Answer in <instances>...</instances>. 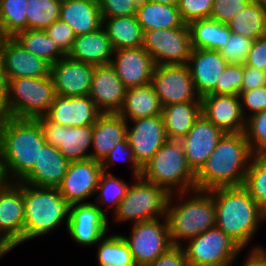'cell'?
I'll use <instances>...</instances> for the list:
<instances>
[{"label": "cell", "instance_id": "f5cc1de1", "mask_svg": "<svg viewBox=\"0 0 266 266\" xmlns=\"http://www.w3.org/2000/svg\"><path fill=\"white\" fill-rule=\"evenodd\" d=\"M244 65L266 71V36L254 40Z\"/></svg>", "mask_w": 266, "mask_h": 266}, {"label": "cell", "instance_id": "6f0895ef", "mask_svg": "<svg viewBox=\"0 0 266 266\" xmlns=\"http://www.w3.org/2000/svg\"><path fill=\"white\" fill-rule=\"evenodd\" d=\"M151 2H158L165 5H178L179 0H149Z\"/></svg>", "mask_w": 266, "mask_h": 266}, {"label": "cell", "instance_id": "8d00e7d4", "mask_svg": "<svg viewBox=\"0 0 266 266\" xmlns=\"http://www.w3.org/2000/svg\"><path fill=\"white\" fill-rule=\"evenodd\" d=\"M99 242V266H137L123 235L104 236Z\"/></svg>", "mask_w": 266, "mask_h": 266}, {"label": "cell", "instance_id": "8992f818", "mask_svg": "<svg viewBox=\"0 0 266 266\" xmlns=\"http://www.w3.org/2000/svg\"><path fill=\"white\" fill-rule=\"evenodd\" d=\"M24 200V241L45 235L56 229L66 217L68 225V202L58 188L36 187L22 183Z\"/></svg>", "mask_w": 266, "mask_h": 266}, {"label": "cell", "instance_id": "ffe728a7", "mask_svg": "<svg viewBox=\"0 0 266 266\" xmlns=\"http://www.w3.org/2000/svg\"><path fill=\"white\" fill-rule=\"evenodd\" d=\"M223 135L221 129L201 114L189 132L180 140L187 164L195 174L206 163Z\"/></svg>", "mask_w": 266, "mask_h": 266}, {"label": "cell", "instance_id": "e0dca14e", "mask_svg": "<svg viewBox=\"0 0 266 266\" xmlns=\"http://www.w3.org/2000/svg\"><path fill=\"white\" fill-rule=\"evenodd\" d=\"M0 62L6 79L49 76L50 64L25 49L14 37L0 43Z\"/></svg>", "mask_w": 266, "mask_h": 266}, {"label": "cell", "instance_id": "d6a6232c", "mask_svg": "<svg viewBox=\"0 0 266 266\" xmlns=\"http://www.w3.org/2000/svg\"><path fill=\"white\" fill-rule=\"evenodd\" d=\"M188 27L193 49L219 51L228 43L231 34L226 24L211 18L192 21Z\"/></svg>", "mask_w": 266, "mask_h": 266}, {"label": "cell", "instance_id": "8fae6325", "mask_svg": "<svg viewBox=\"0 0 266 266\" xmlns=\"http://www.w3.org/2000/svg\"><path fill=\"white\" fill-rule=\"evenodd\" d=\"M151 84L162 106L201 102L187 64L156 65Z\"/></svg>", "mask_w": 266, "mask_h": 266}, {"label": "cell", "instance_id": "f35d334b", "mask_svg": "<svg viewBox=\"0 0 266 266\" xmlns=\"http://www.w3.org/2000/svg\"><path fill=\"white\" fill-rule=\"evenodd\" d=\"M243 187L266 212V154L253 155Z\"/></svg>", "mask_w": 266, "mask_h": 266}, {"label": "cell", "instance_id": "f907efd6", "mask_svg": "<svg viewBox=\"0 0 266 266\" xmlns=\"http://www.w3.org/2000/svg\"><path fill=\"white\" fill-rule=\"evenodd\" d=\"M238 96L240 98L242 114L245 119L246 117L244 115L245 114L244 106H246L247 109L251 110L250 113L251 115L249 116L262 112L263 110L266 109V86L257 87L255 89L247 91H240Z\"/></svg>", "mask_w": 266, "mask_h": 266}, {"label": "cell", "instance_id": "4fadbf2b", "mask_svg": "<svg viewBox=\"0 0 266 266\" xmlns=\"http://www.w3.org/2000/svg\"><path fill=\"white\" fill-rule=\"evenodd\" d=\"M22 182L0 183V248L11 251L24 242Z\"/></svg>", "mask_w": 266, "mask_h": 266}, {"label": "cell", "instance_id": "f546056e", "mask_svg": "<svg viewBox=\"0 0 266 266\" xmlns=\"http://www.w3.org/2000/svg\"><path fill=\"white\" fill-rule=\"evenodd\" d=\"M163 106L155 94L153 85L131 87L126 90L124 103L118 114L127 122L162 114Z\"/></svg>", "mask_w": 266, "mask_h": 266}, {"label": "cell", "instance_id": "60d3db41", "mask_svg": "<svg viewBox=\"0 0 266 266\" xmlns=\"http://www.w3.org/2000/svg\"><path fill=\"white\" fill-rule=\"evenodd\" d=\"M129 186L130 185H127V183L118 179L113 174L103 172L99 178L98 186L95 191V194H98V202H96V204L98 203L97 207L107 216L105 211L101 208V205H107L110 203L109 206H114L113 213H115L118 209L119 203L126 196Z\"/></svg>", "mask_w": 266, "mask_h": 266}, {"label": "cell", "instance_id": "2e32d148", "mask_svg": "<svg viewBox=\"0 0 266 266\" xmlns=\"http://www.w3.org/2000/svg\"><path fill=\"white\" fill-rule=\"evenodd\" d=\"M108 229V217L95 203H75L69 207L67 230L80 245L99 243Z\"/></svg>", "mask_w": 266, "mask_h": 266}, {"label": "cell", "instance_id": "52a82bcc", "mask_svg": "<svg viewBox=\"0 0 266 266\" xmlns=\"http://www.w3.org/2000/svg\"><path fill=\"white\" fill-rule=\"evenodd\" d=\"M55 95L50 75L10 78L7 80L6 116L17 119L45 116Z\"/></svg>", "mask_w": 266, "mask_h": 266}, {"label": "cell", "instance_id": "1f68e13d", "mask_svg": "<svg viewBox=\"0 0 266 266\" xmlns=\"http://www.w3.org/2000/svg\"><path fill=\"white\" fill-rule=\"evenodd\" d=\"M102 26L114 50L143 47L144 32L135 15L102 18Z\"/></svg>", "mask_w": 266, "mask_h": 266}, {"label": "cell", "instance_id": "f1b7e54d", "mask_svg": "<svg viewBox=\"0 0 266 266\" xmlns=\"http://www.w3.org/2000/svg\"><path fill=\"white\" fill-rule=\"evenodd\" d=\"M59 19L73 28L76 36L93 32L102 26L98 0H61Z\"/></svg>", "mask_w": 266, "mask_h": 266}, {"label": "cell", "instance_id": "5b68a950", "mask_svg": "<svg viewBox=\"0 0 266 266\" xmlns=\"http://www.w3.org/2000/svg\"><path fill=\"white\" fill-rule=\"evenodd\" d=\"M141 177L163 187L169 194L177 187L175 194H179L181 200L196 189V174L187 164L183 144L178 140L164 143L143 166Z\"/></svg>", "mask_w": 266, "mask_h": 266}, {"label": "cell", "instance_id": "b9f144b4", "mask_svg": "<svg viewBox=\"0 0 266 266\" xmlns=\"http://www.w3.org/2000/svg\"><path fill=\"white\" fill-rule=\"evenodd\" d=\"M244 133L254 154H266V109L246 118Z\"/></svg>", "mask_w": 266, "mask_h": 266}, {"label": "cell", "instance_id": "e575fe53", "mask_svg": "<svg viewBox=\"0 0 266 266\" xmlns=\"http://www.w3.org/2000/svg\"><path fill=\"white\" fill-rule=\"evenodd\" d=\"M231 33L240 34L253 40L266 36V9L253 0L226 24Z\"/></svg>", "mask_w": 266, "mask_h": 266}, {"label": "cell", "instance_id": "7c38bea8", "mask_svg": "<svg viewBox=\"0 0 266 266\" xmlns=\"http://www.w3.org/2000/svg\"><path fill=\"white\" fill-rule=\"evenodd\" d=\"M132 224L130 236H123L137 266H146L167 252L171 243L166 217Z\"/></svg>", "mask_w": 266, "mask_h": 266}, {"label": "cell", "instance_id": "cb8c5ba5", "mask_svg": "<svg viewBox=\"0 0 266 266\" xmlns=\"http://www.w3.org/2000/svg\"><path fill=\"white\" fill-rule=\"evenodd\" d=\"M101 114L89 95L63 97L56 94L45 116L62 126L79 127L93 125Z\"/></svg>", "mask_w": 266, "mask_h": 266}, {"label": "cell", "instance_id": "277c9868", "mask_svg": "<svg viewBox=\"0 0 266 266\" xmlns=\"http://www.w3.org/2000/svg\"><path fill=\"white\" fill-rule=\"evenodd\" d=\"M192 192L195 195L179 205H171L174 193L169 196L165 217L173 246H182L180 240L189 241L216 226L215 200L211 192L199 189Z\"/></svg>", "mask_w": 266, "mask_h": 266}, {"label": "cell", "instance_id": "7dc6e473", "mask_svg": "<svg viewBox=\"0 0 266 266\" xmlns=\"http://www.w3.org/2000/svg\"><path fill=\"white\" fill-rule=\"evenodd\" d=\"M213 0H179L178 9L185 24L210 18Z\"/></svg>", "mask_w": 266, "mask_h": 266}, {"label": "cell", "instance_id": "680465c9", "mask_svg": "<svg viewBox=\"0 0 266 266\" xmlns=\"http://www.w3.org/2000/svg\"><path fill=\"white\" fill-rule=\"evenodd\" d=\"M8 252H10L9 250H5L0 248V258H2L5 254H7Z\"/></svg>", "mask_w": 266, "mask_h": 266}, {"label": "cell", "instance_id": "74e56055", "mask_svg": "<svg viewBox=\"0 0 266 266\" xmlns=\"http://www.w3.org/2000/svg\"><path fill=\"white\" fill-rule=\"evenodd\" d=\"M61 0H27V29L45 30L60 18Z\"/></svg>", "mask_w": 266, "mask_h": 266}, {"label": "cell", "instance_id": "d6986e66", "mask_svg": "<svg viewBox=\"0 0 266 266\" xmlns=\"http://www.w3.org/2000/svg\"><path fill=\"white\" fill-rule=\"evenodd\" d=\"M133 127H127V140L133 150L136 162L143 166L169 139L166 135L162 115L131 120Z\"/></svg>", "mask_w": 266, "mask_h": 266}, {"label": "cell", "instance_id": "7402d4cb", "mask_svg": "<svg viewBox=\"0 0 266 266\" xmlns=\"http://www.w3.org/2000/svg\"><path fill=\"white\" fill-rule=\"evenodd\" d=\"M127 88L111 64L94 67L89 97L102 113H118L124 103Z\"/></svg>", "mask_w": 266, "mask_h": 266}, {"label": "cell", "instance_id": "9c48e42d", "mask_svg": "<svg viewBox=\"0 0 266 266\" xmlns=\"http://www.w3.org/2000/svg\"><path fill=\"white\" fill-rule=\"evenodd\" d=\"M188 266H231L242 248L220 228L213 227L187 241Z\"/></svg>", "mask_w": 266, "mask_h": 266}, {"label": "cell", "instance_id": "c3c4849f", "mask_svg": "<svg viewBox=\"0 0 266 266\" xmlns=\"http://www.w3.org/2000/svg\"><path fill=\"white\" fill-rule=\"evenodd\" d=\"M253 0H213L211 19L227 24Z\"/></svg>", "mask_w": 266, "mask_h": 266}, {"label": "cell", "instance_id": "f6af8a7d", "mask_svg": "<svg viewBox=\"0 0 266 266\" xmlns=\"http://www.w3.org/2000/svg\"><path fill=\"white\" fill-rule=\"evenodd\" d=\"M149 0H98L102 18L136 15Z\"/></svg>", "mask_w": 266, "mask_h": 266}, {"label": "cell", "instance_id": "ee69618b", "mask_svg": "<svg viewBox=\"0 0 266 266\" xmlns=\"http://www.w3.org/2000/svg\"><path fill=\"white\" fill-rule=\"evenodd\" d=\"M211 92L218 95H238L243 82V64H227Z\"/></svg>", "mask_w": 266, "mask_h": 266}, {"label": "cell", "instance_id": "91938a15", "mask_svg": "<svg viewBox=\"0 0 266 266\" xmlns=\"http://www.w3.org/2000/svg\"><path fill=\"white\" fill-rule=\"evenodd\" d=\"M257 2H259L261 5H263L266 9V0H256Z\"/></svg>", "mask_w": 266, "mask_h": 266}, {"label": "cell", "instance_id": "d4e9b609", "mask_svg": "<svg viewBox=\"0 0 266 266\" xmlns=\"http://www.w3.org/2000/svg\"><path fill=\"white\" fill-rule=\"evenodd\" d=\"M69 161L58 148L45 144L34 167L19 181L36 187L57 188L66 174Z\"/></svg>", "mask_w": 266, "mask_h": 266}, {"label": "cell", "instance_id": "83f0119b", "mask_svg": "<svg viewBox=\"0 0 266 266\" xmlns=\"http://www.w3.org/2000/svg\"><path fill=\"white\" fill-rule=\"evenodd\" d=\"M114 48L107 32L101 26L97 30L76 36L67 56L94 66L110 64Z\"/></svg>", "mask_w": 266, "mask_h": 266}, {"label": "cell", "instance_id": "681fc988", "mask_svg": "<svg viewBox=\"0 0 266 266\" xmlns=\"http://www.w3.org/2000/svg\"><path fill=\"white\" fill-rule=\"evenodd\" d=\"M44 31L57 44L59 49L67 55L76 38L73 28L59 19L53 22Z\"/></svg>", "mask_w": 266, "mask_h": 266}, {"label": "cell", "instance_id": "d590c367", "mask_svg": "<svg viewBox=\"0 0 266 266\" xmlns=\"http://www.w3.org/2000/svg\"><path fill=\"white\" fill-rule=\"evenodd\" d=\"M14 38L29 52L44 59L50 65L55 64L65 54L44 30H23Z\"/></svg>", "mask_w": 266, "mask_h": 266}, {"label": "cell", "instance_id": "db71d44e", "mask_svg": "<svg viewBox=\"0 0 266 266\" xmlns=\"http://www.w3.org/2000/svg\"><path fill=\"white\" fill-rule=\"evenodd\" d=\"M266 86V71L243 64V82L241 91Z\"/></svg>", "mask_w": 266, "mask_h": 266}, {"label": "cell", "instance_id": "4dcf8cb0", "mask_svg": "<svg viewBox=\"0 0 266 266\" xmlns=\"http://www.w3.org/2000/svg\"><path fill=\"white\" fill-rule=\"evenodd\" d=\"M202 114L201 102H185L165 105L162 118L169 140L180 141Z\"/></svg>", "mask_w": 266, "mask_h": 266}, {"label": "cell", "instance_id": "484cf974", "mask_svg": "<svg viewBox=\"0 0 266 266\" xmlns=\"http://www.w3.org/2000/svg\"><path fill=\"white\" fill-rule=\"evenodd\" d=\"M227 64L219 51L192 49L187 65L200 97L216 88L218 78Z\"/></svg>", "mask_w": 266, "mask_h": 266}, {"label": "cell", "instance_id": "7bdbcfd3", "mask_svg": "<svg viewBox=\"0 0 266 266\" xmlns=\"http://www.w3.org/2000/svg\"><path fill=\"white\" fill-rule=\"evenodd\" d=\"M253 42L249 37L231 33L228 43L219 52L228 64H244Z\"/></svg>", "mask_w": 266, "mask_h": 266}, {"label": "cell", "instance_id": "7a4b0ae2", "mask_svg": "<svg viewBox=\"0 0 266 266\" xmlns=\"http://www.w3.org/2000/svg\"><path fill=\"white\" fill-rule=\"evenodd\" d=\"M253 155L244 132L224 133L196 173V189L243 186Z\"/></svg>", "mask_w": 266, "mask_h": 266}, {"label": "cell", "instance_id": "4316f807", "mask_svg": "<svg viewBox=\"0 0 266 266\" xmlns=\"http://www.w3.org/2000/svg\"><path fill=\"white\" fill-rule=\"evenodd\" d=\"M128 122L118 113L101 114L93 124L91 159L101 162L120 142L127 138Z\"/></svg>", "mask_w": 266, "mask_h": 266}, {"label": "cell", "instance_id": "836d02e7", "mask_svg": "<svg viewBox=\"0 0 266 266\" xmlns=\"http://www.w3.org/2000/svg\"><path fill=\"white\" fill-rule=\"evenodd\" d=\"M135 16L143 32L157 29H171L186 25L181 18L178 5H165L148 1L136 11Z\"/></svg>", "mask_w": 266, "mask_h": 266}, {"label": "cell", "instance_id": "ac0fdd59", "mask_svg": "<svg viewBox=\"0 0 266 266\" xmlns=\"http://www.w3.org/2000/svg\"><path fill=\"white\" fill-rule=\"evenodd\" d=\"M94 67L65 55L50 66L55 93L63 97L89 95Z\"/></svg>", "mask_w": 266, "mask_h": 266}, {"label": "cell", "instance_id": "30bf717a", "mask_svg": "<svg viewBox=\"0 0 266 266\" xmlns=\"http://www.w3.org/2000/svg\"><path fill=\"white\" fill-rule=\"evenodd\" d=\"M143 47L155 65L188 64L193 49L189 27L144 31Z\"/></svg>", "mask_w": 266, "mask_h": 266}, {"label": "cell", "instance_id": "603a6c76", "mask_svg": "<svg viewBox=\"0 0 266 266\" xmlns=\"http://www.w3.org/2000/svg\"><path fill=\"white\" fill-rule=\"evenodd\" d=\"M202 115L224 133L245 131L246 119L238 95L207 94L201 97Z\"/></svg>", "mask_w": 266, "mask_h": 266}, {"label": "cell", "instance_id": "94428289", "mask_svg": "<svg viewBox=\"0 0 266 266\" xmlns=\"http://www.w3.org/2000/svg\"><path fill=\"white\" fill-rule=\"evenodd\" d=\"M3 39H4V36H3L1 28H0V43L3 41Z\"/></svg>", "mask_w": 266, "mask_h": 266}, {"label": "cell", "instance_id": "11a10c76", "mask_svg": "<svg viewBox=\"0 0 266 266\" xmlns=\"http://www.w3.org/2000/svg\"><path fill=\"white\" fill-rule=\"evenodd\" d=\"M243 266H266V251L262 247H255Z\"/></svg>", "mask_w": 266, "mask_h": 266}, {"label": "cell", "instance_id": "6125c7cd", "mask_svg": "<svg viewBox=\"0 0 266 266\" xmlns=\"http://www.w3.org/2000/svg\"><path fill=\"white\" fill-rule=\"evenodd\" d=\"M3 181L2 175H1V171H0V183Z\"/></svg>", "mask_w": 266, "mask_h": 266}, {"label": "cell", "instance_id": "44dd1931", "mask_svg": "<svg viewBox=\"0 0 266 266\" xmlns=\"http://www.w3.org/2000/svg\"><path fill=\"white\" fill-rule=\"evenodd\" d=\"M111 66L128 89L151 83L155 63L144 47L114 50Z\"/></svg>", "mask_w": 266, "mask_h": 266}, {"label": "cell", "instance_id": "ab89813d", "mask_svg": "<svg viewBox=\"0 0 266 266\" xmlns=\"http://www.w3.org/2000/svg\"><path fill=\"white\" fill-rule=\"evenodd\" d=\"M27 0H0V28L4 37L27 30Z\"/></svg>", "mask_w": 266, "mask_h": 266}, {"label": "cell", "instance_id": "bcb514c9", "mask_svg": "<svg viewBox=\"0 0 266 266\" xmlns=\"http://www.w3.org/2000/svg\"><path fill=\"white\" fill-rule=\"evenodd\" d=\"M123 154L125 157L121 159L120 157L123 156ZM115 161L131 162V165L133 164L131 167L133 168V177H141L142 167L136 162L133 150L131 149L127 138L124 141L118 143L100 162L103 172L108 173V167L113 165Z\"/></svg>", "mask_w": 266, "mask_h": 266}, {"label": "cell", "instance_id": "816d5d0a", "mask_svg": "<svg viewBox=\"0 0 266 266\" xmlns=\"http://www.w3.org/2000/svg\"><path fill=\"white\" fill-rule=\"evenodd\" d=\"M146 266H188L183 246H172L167 252Z\"/></svg>", "mask_w": 266, "mask_h": 266}, {"label": "cell", "instance_id": "9f6ffc18", "mask_svg": "<svg viewBox=\"0 0 266 266\" xmlns=\"http://www.w3.org/2000/svg\"><path fill=\"white\" fill-rule=\"evenodd\" d=\"M7 79L0 62V116H6Z\"/></svg>", "mask_w": 266, "mask_h": 266}, {"label": "cell", "instance_id": "9a60e30c", "mask_svg": "<svg viewBox=\"0 0 266 266\" xmlns=\"http://www.w3.org/2000/svg\"><path fill=\"white\" fill-rule=\"evenodd\" d=\"M102 173L100 162L94 159L71 161L57 188L69 205L82 203L95 195Z\"/></svg>", "mask_w": 266, "mask_h": 266}, {"label": "cell", "instance_id": "3957f363", "mask_svg": "<svg viewBox=\"0 0 266 266\" xmlns=\"http://www.w3.org/2000/svg\"><path fill=\"white\" fill-rule=\"evenodd\" d=\"M215 200L216 227L242 249L254 236L266 212L243 187H219L209 190ZM261 221V222H260Z\"/></svg>", "mask_w": 266, "mask_h": 266}, {"label": "cell", "instance_id": "ba28073f", "mask_svg": "<svg viewBox=\"0 0 266 266\" xmlns=\"http://www.w3.org/2000/svg\"><path fill=\"white\" fill-rule=\"evenodd\" d=\"M126 196L114 213L117 221H133V224L155 220L166 215L170 194L163 188L142 177L135 178Z\"/></svg>", "mask_w": 266, "mask_h": 266}, {"label": "cell", "instance_id": "5bb4252c", "mask_svg": "<svg viewBox=\"0 0 266 266\" xmlns=\"http://www.w3.org/2000/svg\"><path fill=\"white\" fill-rule=\"evenodd\" d=\"M35 120L40 125L46 143L58 148L69 162L91 159V153L87 152L92 146L93 125L62 126L46 116L36 117Z\"/></svg>", "mask_w": 266, "mask_h": 266}, {"label": "cell", "instance_id": "6da1fadb", "mask_svg": "<svg viewBox=\"0 0 266 266\" xmlns=\"http://www.w3.org/2000/svg\"><path fill=\"white\" fill-rule=\"evenodd\" d=\"M46 144L35 119L2 116L0 120V171L4 181L19 182L37 161ZM10 174L11 175L10 177ZM17 178V179H16Z\"/></svg>", "mask_w": 266, "mask_h": 266}]
</instances>
